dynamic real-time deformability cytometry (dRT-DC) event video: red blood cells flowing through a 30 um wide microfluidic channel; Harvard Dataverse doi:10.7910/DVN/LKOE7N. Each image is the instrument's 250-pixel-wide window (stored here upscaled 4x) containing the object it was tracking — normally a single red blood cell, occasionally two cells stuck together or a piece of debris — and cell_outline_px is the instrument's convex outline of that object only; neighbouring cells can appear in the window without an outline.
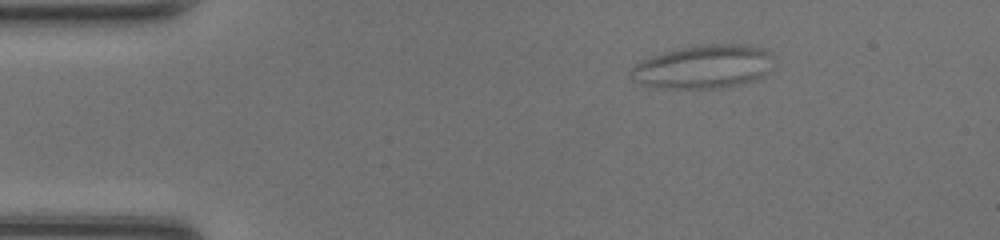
{"species": "common noctule bat (a hibernating species)", "species_latin": "Nyctalus noctula", "temperature_condition": "room temperature", "stored_images_in_passage": 50, "camera_frame_rate_fps": 3000, "um_per_image_px": 0.085, "animal": {"sex": "female", "body_mass_g": 20.0, "forearm_length_mm": 54.0}, "frame": {"image": 1, "passage_image": 8, "time_ms": 2.333, "image_size_px": [1000, 240], "cell_outline_px": [[768, 52], [760, 76], [752, 80], [736, 84], [716, 88], [672, 88], [648, 84], [640, 80], [632, 72], [632, 68], [636, 64], [652, 56], [664, 52], [684, 48], [708, 44], [748, 44], [764, 48]], "centroid_in_image_um": [59.76, 5.64], "position_along_channel_um": 25.2, "area_um2": 33.93}}
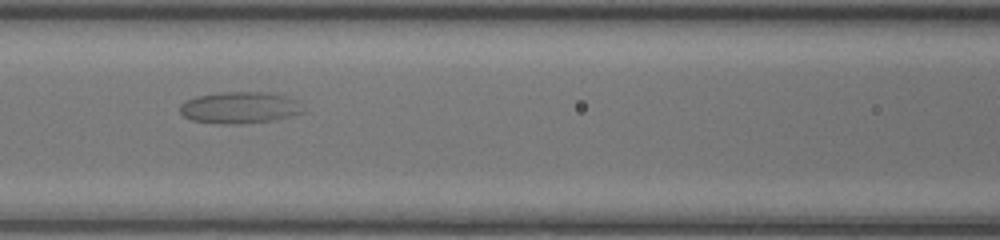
{"frame": {"image": 2, "passage_image": 22, "time_ms": 7.0, "image_size_px": [1000, 240], "cell_outline_px": [[304, 112], [272, 120], [240, 124], [220, 124], [192, 120], [184, 116], [180, 112], [180, 104], [184, 100], [196, 96], [224, 92], [264, 92], [284, 96], [296, 100]], "centroid_in_image_um": [20.31, 9.15], "position_along_channel_um": 146.3, "area_um2": 22.48}}
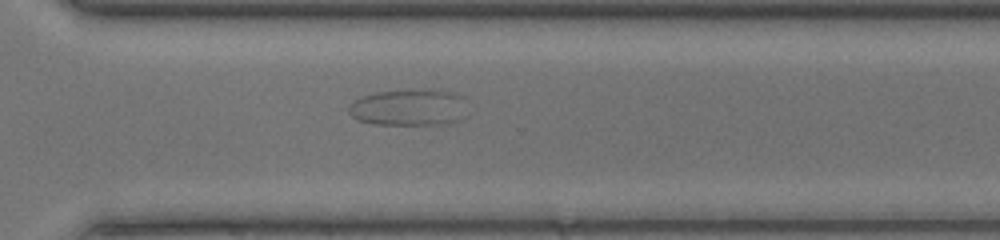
{"frame": {"image": 3, "passage_image": 36, "time_ms": 11.667, "image_size_px": [1000, 240], "cell_outline_px": [[460, 96], [456, 120], [436, 124], [372, 124], [356, 120], [348, 112], [348, 104], [360, 96], [376, 92], [456, 92]], "centroid_in_image_um": [34.47, 9.17], "position_along_channel_um": 336.1, "area_um2": 23.47}}